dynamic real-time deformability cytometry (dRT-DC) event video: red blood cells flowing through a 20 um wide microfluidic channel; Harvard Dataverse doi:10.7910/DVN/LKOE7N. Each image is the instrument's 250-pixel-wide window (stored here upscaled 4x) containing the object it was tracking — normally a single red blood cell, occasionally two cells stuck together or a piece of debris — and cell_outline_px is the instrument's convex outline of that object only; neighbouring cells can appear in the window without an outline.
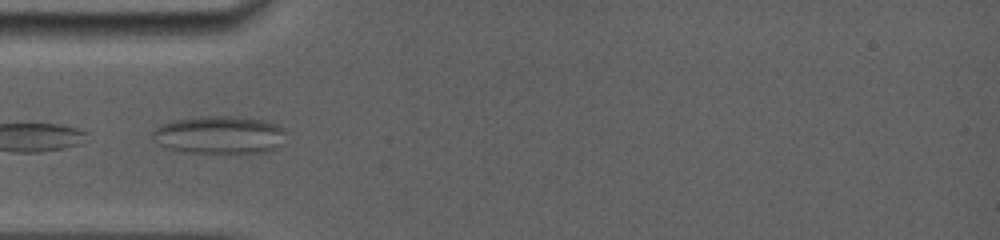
{"species": "common noctule bat (a hibernating species)", "species_latin": "Nyctalus noctula", "temperature_condition": "room temperature", "stored_images_in_passage": 11, "segment_of_instrument_passage": [1, 2], "camera_frame_rate_fps": 5000, "um_per_image_px": 0.085, "animal": {"sex": "female", "body_mass_g": 19.0, "forearm_length_mm": 56.7}, "frame": {"image": 1, "passage_image": 1, "time_ms": 0.0, "image_size_px": [1000, 240], "cell_outline_px": [[288, 132], [284, 144], [268, 152], [176, 152], [156, 144], [152, 140], [152, 132], [160, 124], [172, 120], [200, 116], [236, 116], [268, 120], [284, 128]], "centroid_in_image_um": [18.67, 11.46], "position_along_channel_um": 66.3, "area_um2": 30.23}}
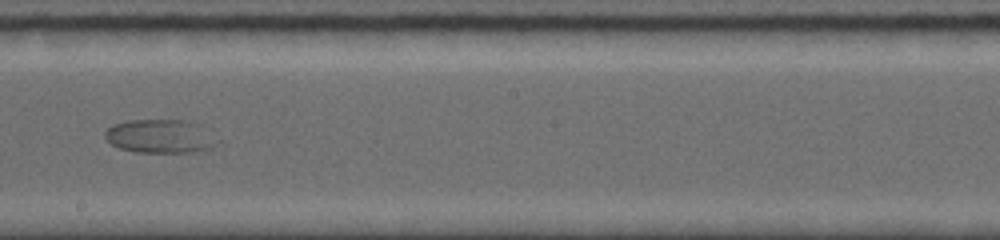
{"frame": {"image": 2, "passage_image": 7, "time_ms": 4.6, "image_size_px": [1000, 240], "cell_outline_px": [[212, 148], [196, 152], [136, 152], [120, 148], [112, 144], [104, 136], [104, 132], [112, 124], [128, 120], [184, 120], [200, 124], [212, 144]], "centroid_in_image_um": [13.47, 11.57], "position_along_channel_um": 234.7, "area_um2": 21.33}}
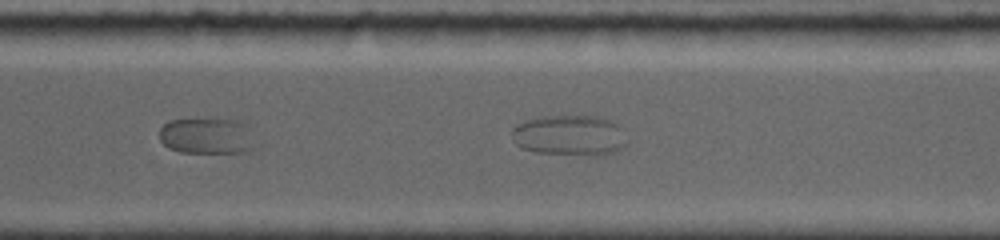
{"frame": {"image": 3, "passage_image": 10, "time_ms": 7.0, "image_size_px": [1000, 240], "cell_outline_px": [[252, 148], [248, 152], [180, 152], [168, 148], [160, 140], [160, 128], [168, 120], [236, 120], [244, 124], [248, 128]], "centroid_in_image_um": [17.51, 11.57], "position_along_channel_um": 353.1, "area_um2": 19.54}}